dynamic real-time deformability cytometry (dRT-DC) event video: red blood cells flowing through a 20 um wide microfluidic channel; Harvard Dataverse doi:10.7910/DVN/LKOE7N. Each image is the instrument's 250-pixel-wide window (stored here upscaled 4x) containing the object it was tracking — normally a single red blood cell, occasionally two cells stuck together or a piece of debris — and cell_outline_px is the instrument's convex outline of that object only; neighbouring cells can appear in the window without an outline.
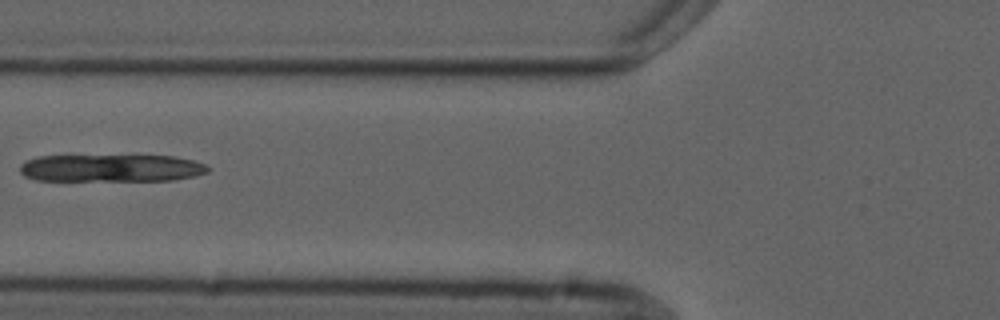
{"species": "common noctule bat (a hibernating species)", "species_latin": "Nyctalus noctula", "temperature_condition": "cold", "stored_images_in_passage": 6, "camera_frame_rate_fps": 3000, "um_per_image_px": 0.085, "animal": {"sex": "male", "forearm_length_mm": 52.5}, "frame": {"image": 1, "passage_image": 6, "time_ms": 6.667, "image_size_px": [1000, 320], "cell_outline_px": [[212, 168], [208, 172], [192, 176], [172, 180], [36, 180], [24, 176], [20, 172], [20, 164], [36, 156], [172, 156], [192, 160], [204, 164]], "centroid_in_image_um": [9.44, 14.28], "position_along_channel_um": 116.4, "area_um2": 29.82}}